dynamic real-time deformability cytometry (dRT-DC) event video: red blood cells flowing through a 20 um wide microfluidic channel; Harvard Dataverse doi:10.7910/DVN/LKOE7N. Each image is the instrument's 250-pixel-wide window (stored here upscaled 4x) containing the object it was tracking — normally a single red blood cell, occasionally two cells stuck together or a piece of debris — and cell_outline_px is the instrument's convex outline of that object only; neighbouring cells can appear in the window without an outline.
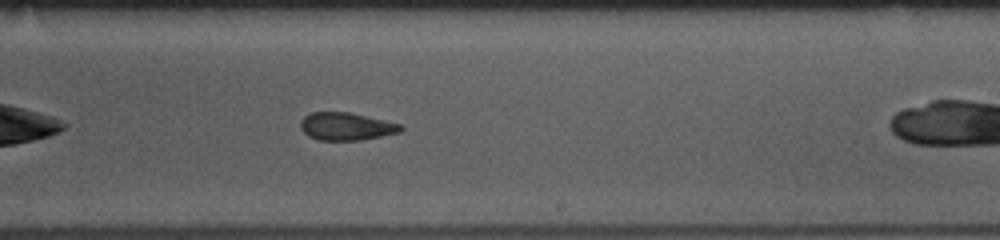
{"species": "common noctule bat (a hibernating species)", "species_latin": "Nyctalus noctula", "temperature_condition": "room temperature", "stored_images_in_passage": 29, "camera_frame_rate_fps": 3000, "um_per_image_px": 0.085, "animal": {"sex": "female", "body_mass_g": 10.0, "forearm_length_mm": 53.1}, "frame": {"image": 1, "passage_image": 17, "time_ms": 5.333, "image_size_px": [1000, 240], "cell_outline_px": [[404, 128], [400, 132], [360, 140], [320, 140], [308, 136], [300, 128], [300, 120], [308, 112], [348, 112], [384, 120], [400, 124]], "centroid_in_image_um": [29.38, 10.74], "position_along_channel_um": 259.6, "area_um2": 16.13}}